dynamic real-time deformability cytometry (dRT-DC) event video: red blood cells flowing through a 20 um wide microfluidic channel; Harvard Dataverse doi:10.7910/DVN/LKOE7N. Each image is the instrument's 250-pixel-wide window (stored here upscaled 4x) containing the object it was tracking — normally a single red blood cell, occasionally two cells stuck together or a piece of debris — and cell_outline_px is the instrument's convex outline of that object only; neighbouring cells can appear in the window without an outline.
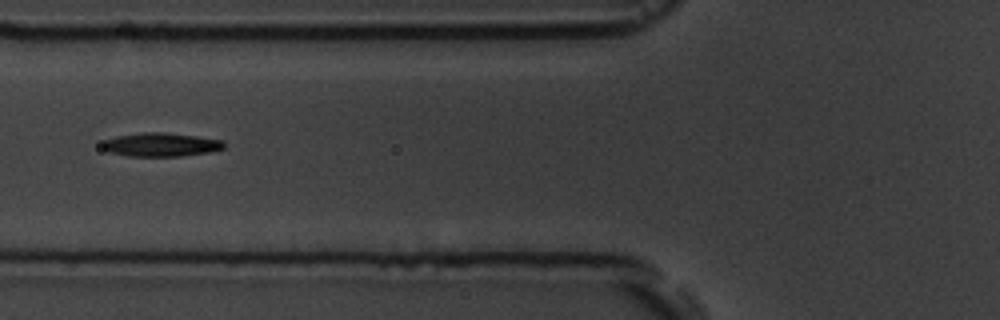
{"species": "common noctule bat (a hibernating species)", "species_latin": "Nyctalus noctula", "temperature_condition": "room temperature", "stored_images_in_passage": 6, "camera_frame_rate_fps": 3000, "um_per_image_px": 0.085, "animal": {"sex": "male", "body_mass_g": 19.5, "forearm_length_mm": 54.6}, "frame": {"image": 1, "passage_image": 3, "time_ms": 2.333, "image_size_px": [1000, 320], "cell_outline_px": [[224, 148], [208, 152], [180, 156], [128, 156], [108, 152], [100, 148], [100, 144], [104, 140], [116, 136], [144, 132], [160, 132], [196, 136], [224, 140]], "centroid_in_image_um": [13.61, 12.29], "position_along_channel_um": 112.2, "area_um2": 16.82}}
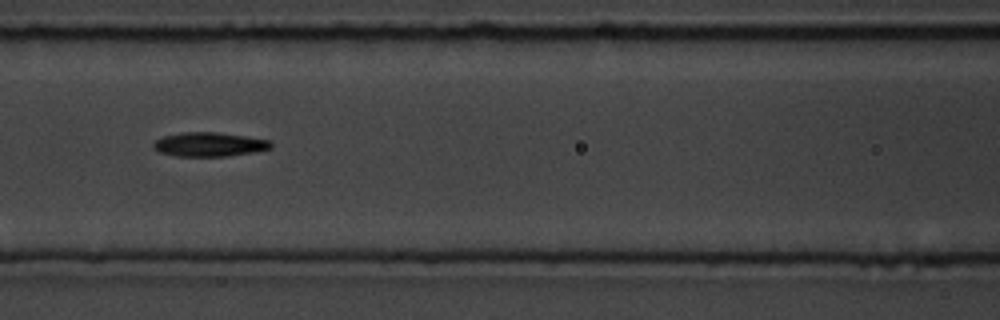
{"frame": {"image": 2, "passage_image": 4, "time_ms": 3.333, "image_size_px": [1000, 320], "cell_outline_px": [[272, 148], [256, 152], [228, 156], [176, 156], [160, 152], [152, 148], [152, 144], [156, 140], [164, 136], [180, 132], [216, 132], [272, 140]], "centroid_in_image_um": [17.8, 12.27], "position_along_channel_um": 148.8, "area_um2": 16.65}}
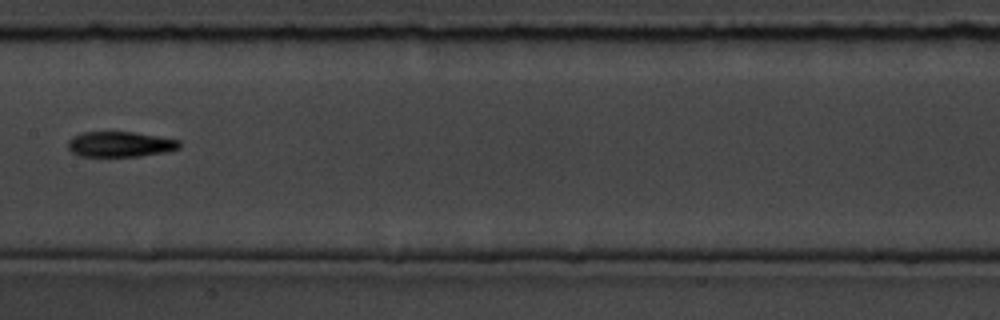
{"frame": {"image": 3, "passage_image": 5, "time_ms": 4.667, "image_size_px": [1000, 320], "cell_outline_px": [[180, 148], [164, 152], [140, 156], [80, 156], [72, 152], [68, 148], [68, 140], [72, 136], [80, 132], [132, 132], [180, 140]], "centroid_in_image_um": [10.18, 12.26], "position_along_channel_um": 197.2, "area_um2": 16.42}}